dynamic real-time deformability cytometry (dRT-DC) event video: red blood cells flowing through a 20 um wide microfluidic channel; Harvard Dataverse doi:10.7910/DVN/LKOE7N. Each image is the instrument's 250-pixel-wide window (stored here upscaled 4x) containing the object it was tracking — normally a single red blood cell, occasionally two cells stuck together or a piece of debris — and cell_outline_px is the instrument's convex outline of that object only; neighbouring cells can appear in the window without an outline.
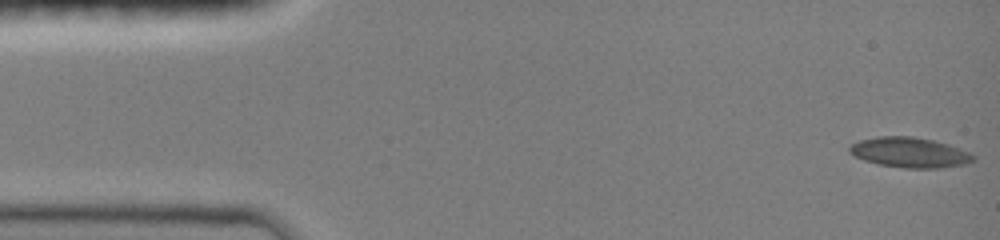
{"species": "common noctule bat (a hibernating species)", "species_latin": "Nyctalus noctula", "temperature_condition": "room temperature", "stored_images_in_passage": 47, "camera_frame_rate_fps": 3000, "um_per_image_px": 0.085, "animal": {"sex": "female", "body_mass_g": 19.0, "forearm_length_mm": 51.5}, "frame": {"image": 1, "passage_image": 1, "time_ms": 0.0, "image_size_px": [1000, 240], "cell_outline_px": [[976, 160], [964, 164], [940, 168], [904, 168], [880, 164], [864, 160], [848, 152], [848, 148], [852, 144], [860, 140], [876, 136], [912, 136], [932, 140], [948, 144], [968, 152], [976, 156]], "centroid_in_image_um": [77.32, 12.96], "position_along_channel_um": 7.7, "area_um2": 21.68}}
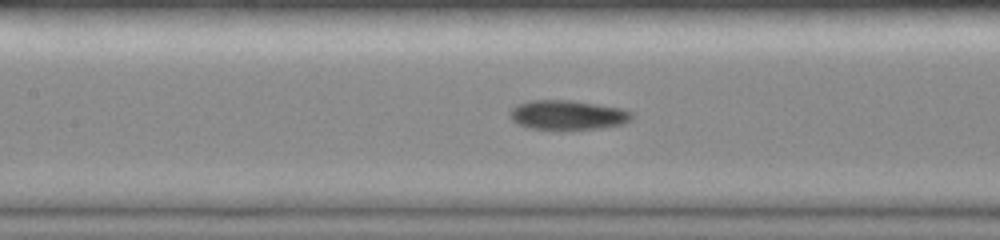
{"frame": {"image": 2, "passage_image": 21, "time_ms": 6.667, "image_size_px": [1000, 240], "cell_outline_px": [[632, 120], [624, 124], [604, 128], [528, 128], [512, 120], [508, 116], [508, 112], [516, 104], [528, 100], [572, 100], [620, 108], [632, 112]], "centroid_in_image_um": [48.24, 9.75], "position_along_channel_um": 159.2, "area_um2": 20.81}}
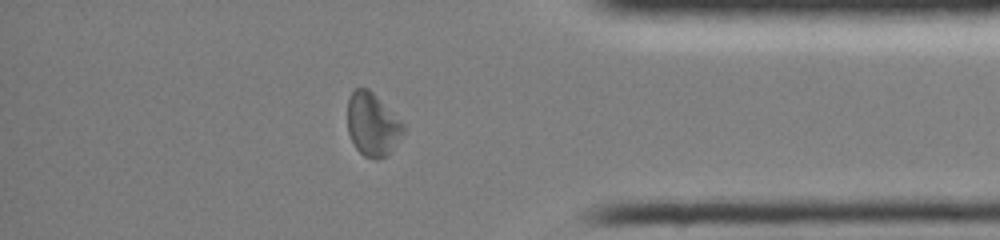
{"frame": {"image": 3, "passage_image": 40, "time_ms": 13.0, "image_size_px": [1000, 240], "cell_outline_px": [[408, 124], [404, 132], [388, 152], [384, 156], [376, 160], [364, 156], [356, 148], [348, 132], [348, 96], [356, 88], [368, 88]], "centroid_in_image_um": [31.69, 10.54], "position_along_channel_um": 403.5, "area_um2": 20.69}, "authors_computed_cell_mechanics": {"area_um2": 20.6346, "velocity_mm_per_s": 4.0288, "shape_relaxation_time_tau1_ms": null, "shape_relaxation_time_tau2_ms": 4.7727, "deformation_change_tau1": null, "deformation_change_tau2": 0.0929}}